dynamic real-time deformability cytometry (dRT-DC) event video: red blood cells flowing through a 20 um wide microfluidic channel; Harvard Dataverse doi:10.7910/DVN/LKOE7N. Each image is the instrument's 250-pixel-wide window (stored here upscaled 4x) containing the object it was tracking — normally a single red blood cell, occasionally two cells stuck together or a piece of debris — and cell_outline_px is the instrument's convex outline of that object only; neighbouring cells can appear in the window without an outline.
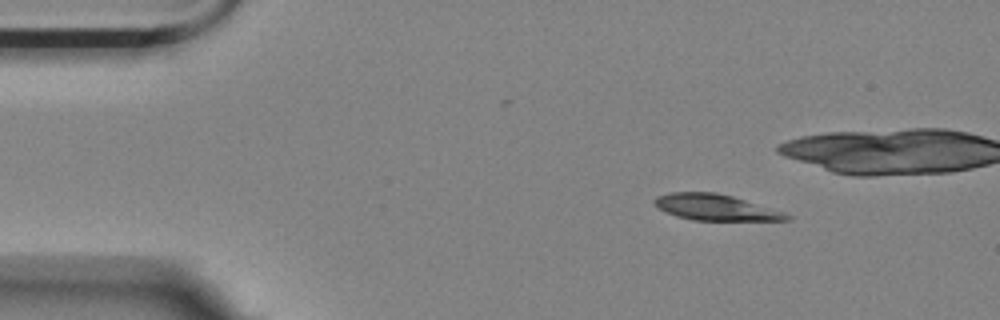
{"species": "Egyptian fruit bat (a non-hibernating species)", "species_latin": "Rousettus aegyptiacus", "temperature_condition": "room temperature", "stored_images_in_passage": 50, "camera_frame_rate_fps": 3000, "um_per_image_px": 0.085, "animal": {"sex": "female"}, "frame": {"image": 1, "passage_image": 1, "time_ms": 0.0, "image_size_px": [1000, 320], "cell_outline_px": [[792, 220], [692, 220], [676, 216], [656, 208], [652, 204], [652, 200], [656, 196], [672, 192], [716, 192], [732, 196], [784, 212], [792, 216]], "centroid_in_image_um": [60.76, 17.62], "position_along_channel_um": 24.2, "area_um2": 20.11}}
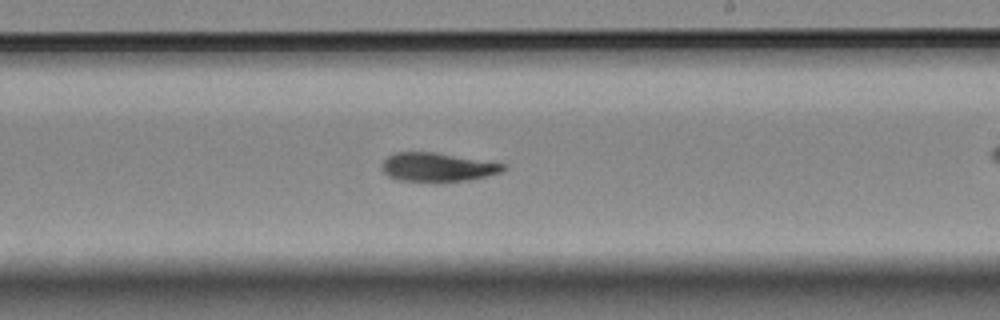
{"frame": {"image": 2, "passage_image": 26, "time_ms": 8.333, "image_size_px": [1000, 320], "cell_outline_px": [[508, 168], [500, 172], [468, 180], [400, 180], [388, 176], [380, 168], [380, 164], [388, 156], [396, 152], [436, 152], [504, 164]], "centroid_in_image_um": [37.14, 14.18], "position_along_channel_um": 251.9, "area_um2": 19.83}}
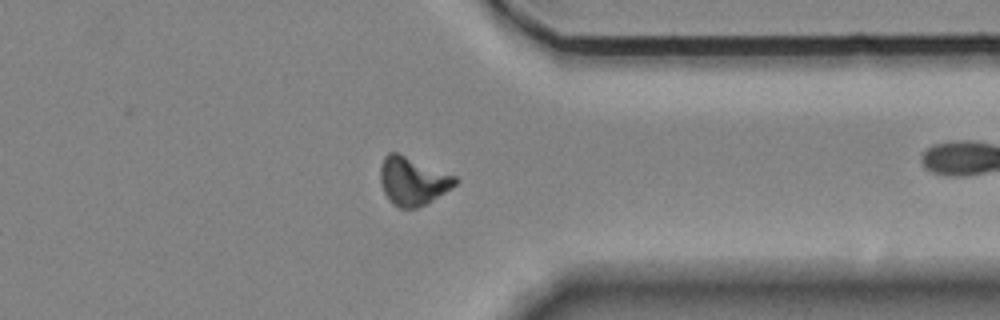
{"frame": {"image": 3, "passage_image": 37, "time_ms": 12.0, "image_size_px": [1000, 320], "cell_outline_px": [[460, 180], [452, 188], [432, 200], [416, 208], [400, 208], [384, 192], [380, 180], [380, 164], [384, 156], [388, 152], [396, 152], [456, 176]], "centroid_in_image_um": [35.09, 15.36], "position_along_channel_um": 376.3, "area_um2": 20.69}, "authors_computed_cell_mechanics": {"area_um2": 20.5479, "velocity_mm_per_s": 3.5167, "shape_relaxation_time_tau1_ms": 5.3785, "shape_relaxation_time_tau2_ms": null, "deformation_change_tau1": 0.1783, "deformation_change_tau2": null}}